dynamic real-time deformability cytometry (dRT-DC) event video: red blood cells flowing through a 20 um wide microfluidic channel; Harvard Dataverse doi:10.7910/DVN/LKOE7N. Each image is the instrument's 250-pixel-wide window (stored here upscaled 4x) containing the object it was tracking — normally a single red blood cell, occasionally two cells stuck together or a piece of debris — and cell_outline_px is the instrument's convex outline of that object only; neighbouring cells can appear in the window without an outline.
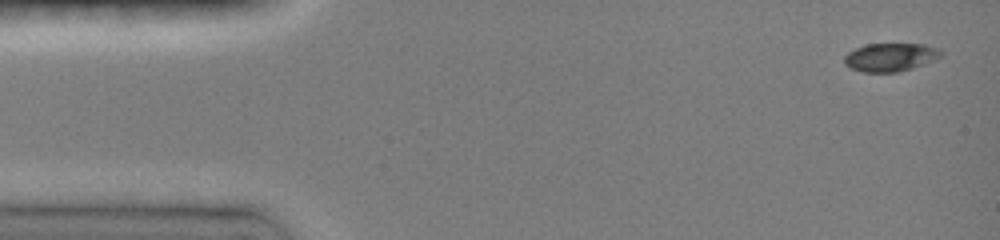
{"species": "common noctule bat (a hibernating species)", "species_latin": "Nyctalus noctula", "temperature_condition": "room temperature", "stored_images_in_passage": 6, "camera_frame_rate_fps": 3000, "um_per_image_px": 0.085, "animal": {"sex": "female", "body_mass_g": 19.0, "forearm_length_mm": 51.5}, "frame": {"image": 1, "passage_image": 1, "time_ms": 0.0, "image_size_px": [1000, 240], "cell_outline_px": [[944, 56], [924, 64], [912, 68], [896, 72], [864, 72], [852, 68], [844, 64], [844, 56], [848, 52], [864, 44], [924, 44], [936, 48], [944, 52]], "centroid_in_image_um": [75.7, 4.85], "position_along_channel_um": 9.3, "area_um2": 15.95}}
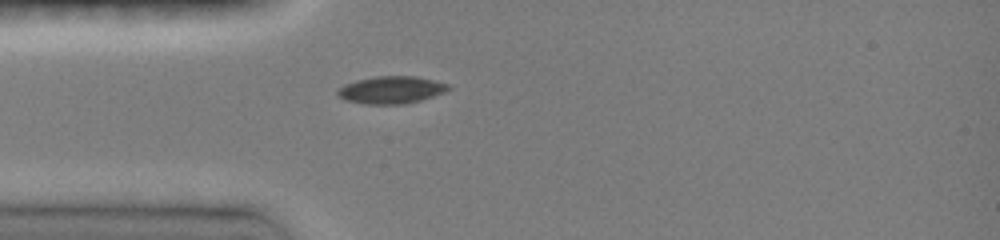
{"frame": {"image": 2, "passage_image": 6, "time_ms": 3.667, "image_size_px": [1000, 240], "cell_outline_px": [[452, 88], [444, 92], [420, 100], [404, 104], [364, 104], [344, 100], [336, 92], [344, 84], [356, 80], [376, 76], [416, 76], [448, 84]], "centroid_in_image_um": [33.24, 7.64], "position_along_channel_um": 51.8, "area_um2": 17.57}}